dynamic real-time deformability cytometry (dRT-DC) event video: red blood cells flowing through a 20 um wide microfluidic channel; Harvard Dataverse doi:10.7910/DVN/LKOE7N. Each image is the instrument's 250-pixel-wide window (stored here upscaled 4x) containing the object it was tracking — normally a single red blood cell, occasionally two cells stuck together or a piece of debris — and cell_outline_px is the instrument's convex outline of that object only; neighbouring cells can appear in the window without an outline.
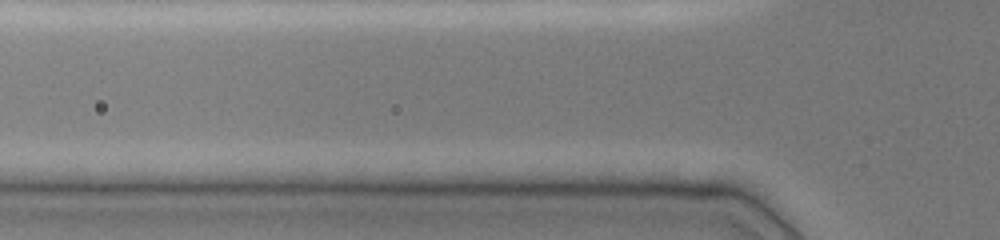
{"species": "common noctule bat (a hibernating species)", "species_latin": "Nyctalus noctula", "temperature_condition": "cold", "stored_images_in_passage": 4, "camera_frame_rate_fps": 3000, "um_per_image_px": 0.085, "animal": {"sex": "female", "body_mass_g": 19.0, "forearm_length_mm": 51.5}, "frame": {"image": 1, "passage_image": 4, "time_ms": 1.667, "image_size_px": [1000, 240], "cell_outline_px": [[700, 192], [692, 196], [572, 192], [556, 188], [600, 180], [652, 180]], "centroid_in_image_um": [53.55, 15.98], "position_along_channel_um": 72.3, "area_um2": 10.75}}